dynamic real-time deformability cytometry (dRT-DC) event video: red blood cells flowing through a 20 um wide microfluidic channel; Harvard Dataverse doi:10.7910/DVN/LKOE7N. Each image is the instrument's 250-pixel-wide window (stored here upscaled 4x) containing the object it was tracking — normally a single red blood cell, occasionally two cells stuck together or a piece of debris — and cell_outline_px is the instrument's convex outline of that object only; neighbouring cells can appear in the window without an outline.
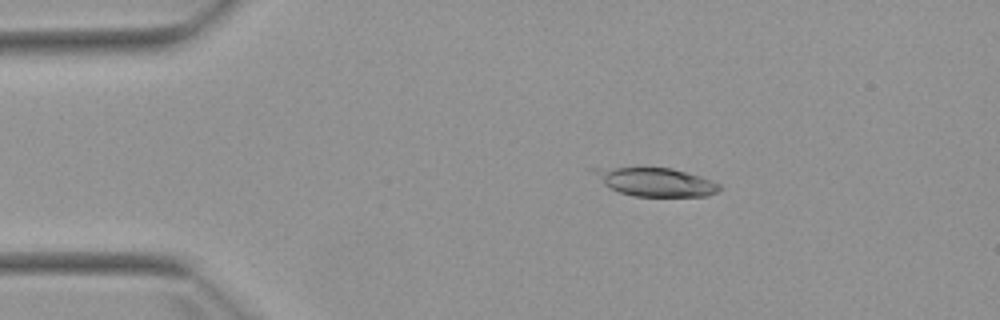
{"species": "Egyptian fruit bat (a non-hibernating species)", "species_latin": "Rousettus aegyptiacus", "temperature_condition": "warm", "stored_images_in_passage": 7, "camera_frame_rate_fps": 3000, "um_per_image_px": 0.085, "animal": {"sex": "female"}, "frame": {"image": 1, "passage_image": 3, "time_ms": 2.333, "image_size_px": [1000, 320], "cell_outline_px": [[720, 188], [716, 192], [704, 196], [632, 196], [608, 188], [588, 168], [672, 168], [700, 176], [720, 184]], "centroid_in_image_um": [55.7, 15.47], "position_along_channel_um": 29.3, "area_um2": 20.52}}
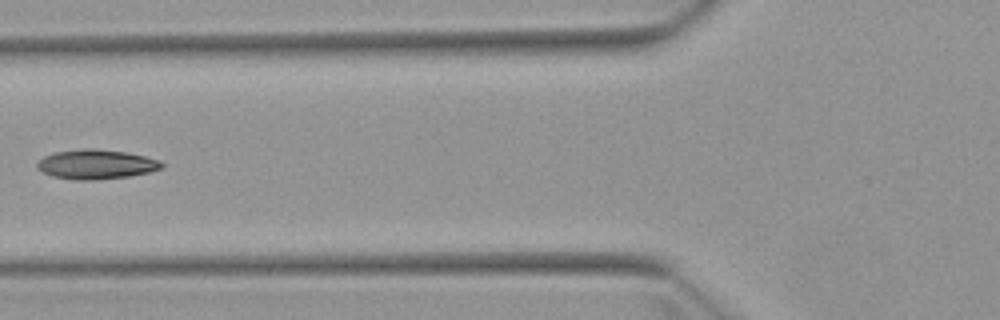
{"frame": {"image": 2, "passage_image": 6, "time_ms": 6.0, "image_size_px": [1000, 320], "cell_outline_px": [[164, 168], [148, 172], [128, 176], [96, 180], [76, 180], [52, 176], [36, 168], [36, 164], [44, 156], [56, 152], [84, 148], [92, 148], [128, 152], [160, 160], [164, 164]], "centroid_in_image_um": [8.19, 13.96], "position_along_channel_um": 117.6, "area_um2": 21.44}}
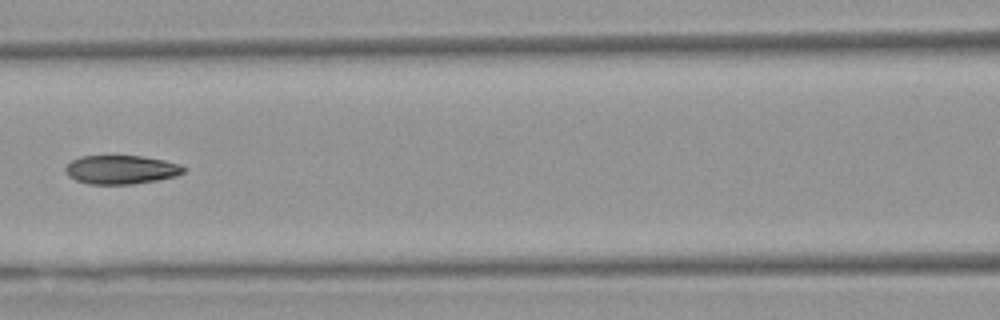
{"frame": {"image": 3, "passage_image": 7, "time_ms": 7.0, "image_size_px": [1000, 320], "cell_outline_px": [[188, 168], [184, 172], [176, 176], [156, 180], [132, 184], [88, 184], [76, 180], [68, 176], [64, 172], [64, 168], [72, 160], [80, 156], [140, 156], [164, 160], [180, 164]], "centroid_in_image_um": [10.29, 14.42], "position_along_channel_um": 156.3, "area_um2": 19.88}}